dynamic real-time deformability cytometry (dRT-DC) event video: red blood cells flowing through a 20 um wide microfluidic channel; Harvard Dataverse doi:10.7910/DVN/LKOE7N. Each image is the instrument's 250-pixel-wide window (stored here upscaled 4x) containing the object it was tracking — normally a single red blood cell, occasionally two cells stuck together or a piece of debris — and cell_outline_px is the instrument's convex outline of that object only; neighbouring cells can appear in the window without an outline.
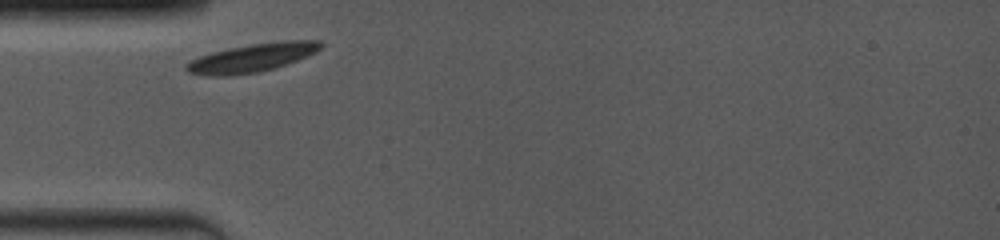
{"species": "common noctule bat (a hibernating species)", "species_latin": "Nyctalus noctula", "temperature_condition": "room temperature", "stored_images_in_passage": 18, "camera_frame_rate_fps": 4000, "um_per_image_px": 0.085, "animal": {"sex": "female", "body_mass_g": 19.0, "forearm_length_mm": 53.3}, "frame": {"image": 1, "passage_image": 1, "time_ms": 0.0, "image_size_px": [1000, 240], "cell_outline_px": [[324, 44], [316, 52], [308, 56], [272, 68], [256, 72], [232, 76], [212, 76], [188, 72], [184, 68], [184, 64], [188, 60], [212, 52], [228, 48], [252, 44], [284, 40], [320, 40]], "centroid_in_image_um": [21.39, 4.9], "position_along_channel_um": 63.6, "area_um2": 22.2}}
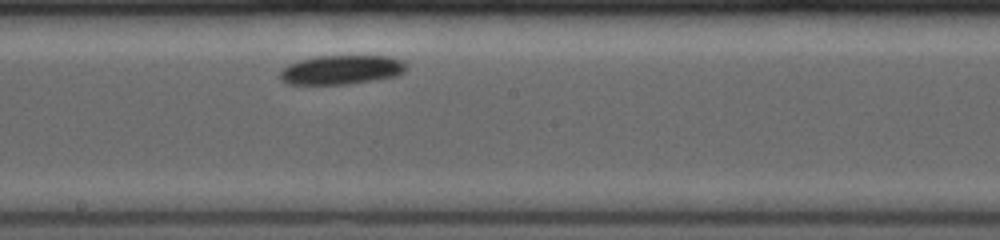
{"frame": {"image": 2, "passage_image": 8, "time_ms": 4.25, "image_size_px": [1000, 240], "cell_outline_px": [[408, 68], [404, 72], [396, 76], [376, 80], [348, 84], [288, 84], [280, 80], [280, 72], [288, 64], [300, 60], [316, 56], [388, 56], [400, 60], [408, 64]], "centroid_in_image_um": [29.04, 5.93], "position_along_channel_um": 219.2, "area_um2": 21.56}}
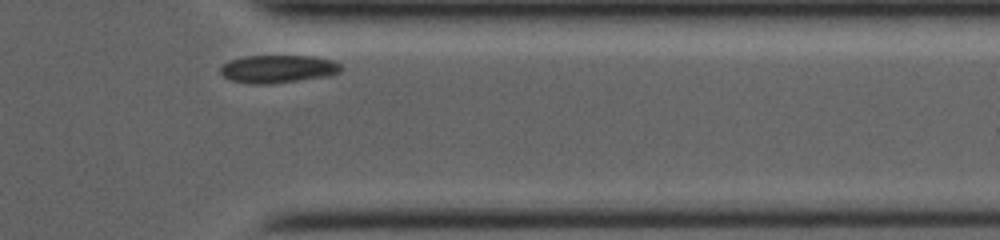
{"frame": {"image": 3, "passage_image": 16, "time_ms": 8.75, "image_size_px": [1000, 240], "cell_outline_px": [[340, 72], [332, 76], [272, 84], [252, 84], [232, 80], [224, 76], [220, 72], [220, 68], [228, 60], [244, 56], [316, 56], [332, 60], [340, 64]], "centroid_in_image_um": [23.65, 5.86], "position_along_channel_um": 387.7, "area_um2": 19.77}}